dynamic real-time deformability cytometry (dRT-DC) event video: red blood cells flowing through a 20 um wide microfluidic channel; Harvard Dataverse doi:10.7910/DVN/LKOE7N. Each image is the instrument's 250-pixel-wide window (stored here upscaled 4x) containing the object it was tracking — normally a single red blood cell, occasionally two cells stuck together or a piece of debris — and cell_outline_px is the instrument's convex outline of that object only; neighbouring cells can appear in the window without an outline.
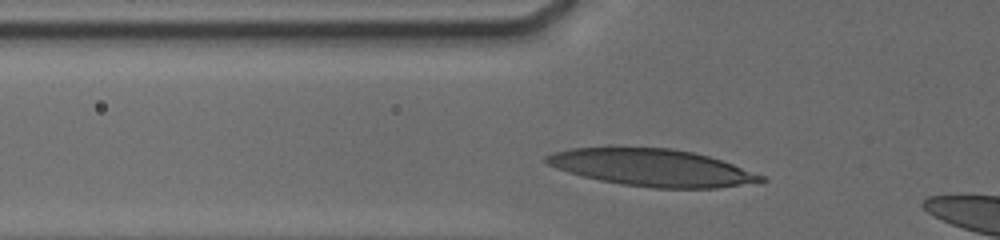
{"species": "human", "species_latin": "Homo sapiens", "temperature_condition": "cold", "stored_images_in_passage": 10, "segment_of_instrument_passage": [1, 2], "camera_frame_rate_fps": 3000, "um_per_image_px": 0.085, "donor": {"sex": "male"}, "frame": {"image": 1, "passage_image": 7, "time_ms": 1.667, "image_size_px": [1000, 240], "cell_outline_px": [[768, 180], [716, 188], [652, 188], [624, 184], [600, 180], [568, 172], [556, 168], [548, 164], [544, 160], [544, 156], [552, 152], [572, 148], [612, 144], [672, 148], [692, 152], [708, 156], [732, 164], [764, 176]], "centroid_in_image_um": [55.3, 14.19], "position_along_channel_um": 70.5, "area_um2": 47.22}}